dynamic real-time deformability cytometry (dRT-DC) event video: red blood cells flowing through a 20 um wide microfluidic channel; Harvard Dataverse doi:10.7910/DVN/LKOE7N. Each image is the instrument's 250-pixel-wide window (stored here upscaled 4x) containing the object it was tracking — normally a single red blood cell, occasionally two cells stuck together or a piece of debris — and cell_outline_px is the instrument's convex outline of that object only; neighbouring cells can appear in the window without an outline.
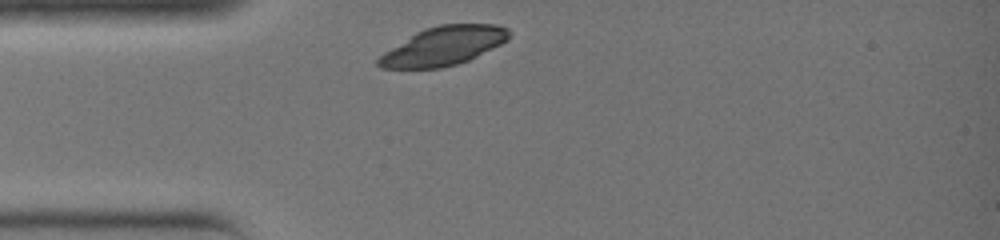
{"species": "common noctule bat (a hibernating species)", "species_latin": "Nyctalus noctula", "temperature_condition": "warm", "stored_images_in_passage": 23, "camera_frame_rate_fps": 3000, "um_per_image_px": 0.085, "animal": {"sex": "female", "body_mass_g": 19.0, "forearm_length_mm": 51.5}, "frame": {"image": 1, "passage_image": 1, "time_ms": 0.0, "image_size_px": [1000, 240], "cell_outline_px": [[512, 32], [508, 40], [468, 60], [456, 64], [440, 68], [380, 68], [376, 64], [376, 60], [384, 52], [416, 32], [424, 28], [440, 24], [496, 24], [508, 28]], "centroid_in_image_um": [37.7, 3.9], "position_along_channel_um": 47.3, "area_um2": 29.36}}
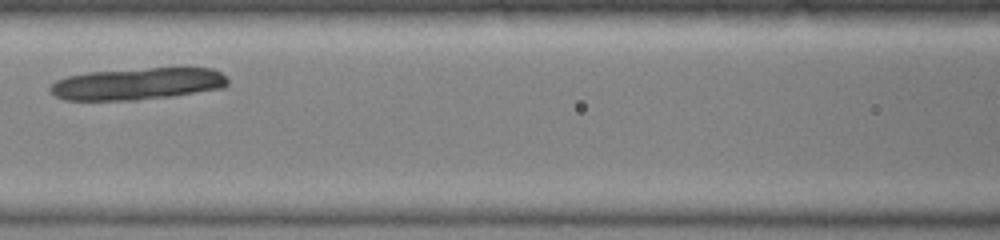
{"frame": {"image": 2, "passage_image": 8, "time_ms": 2.333, "image_size_px": [1000, 240], "cell_outline_px": [[228, 84], [224, 88], [168, 96], [136, 100], [64, 100], [48, 92], [48, 88], [56, 80], [68, 76], [88, 72], [184, 64], [212, 68], [220, 72], [228, 80]], "centroid_in_image_um": [11.75, 7.07], "position_along_channel_um": 154.8, "area_um2": 34.22}}
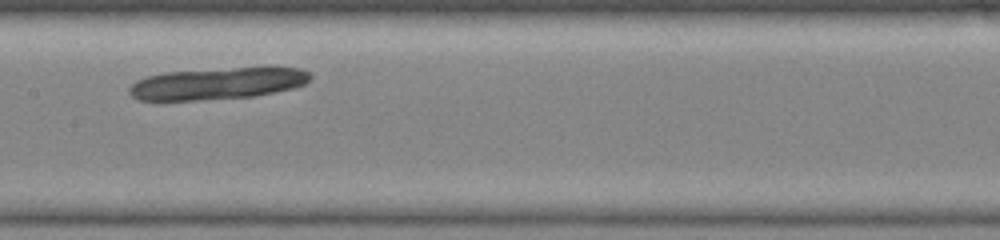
{"frame": {"image": 3, "passage_image": 10, "time_ms": 3.0, "image_size_px": [1000, 240], "cell_outline_px": [[312, 76], [304, 84], [296, 88], [256, 96], [196, 100], [140, 100], [132, 96], [128, 92], [128, 88], [136, 80], [148, 76], [164, 72], [264, 64], [272, 64], [300, 68], [308, 72]], "centroid_in_image_um": [18.6, 7.04], "position_along_channel_um": 188.8, "area_um2": 34.97}}